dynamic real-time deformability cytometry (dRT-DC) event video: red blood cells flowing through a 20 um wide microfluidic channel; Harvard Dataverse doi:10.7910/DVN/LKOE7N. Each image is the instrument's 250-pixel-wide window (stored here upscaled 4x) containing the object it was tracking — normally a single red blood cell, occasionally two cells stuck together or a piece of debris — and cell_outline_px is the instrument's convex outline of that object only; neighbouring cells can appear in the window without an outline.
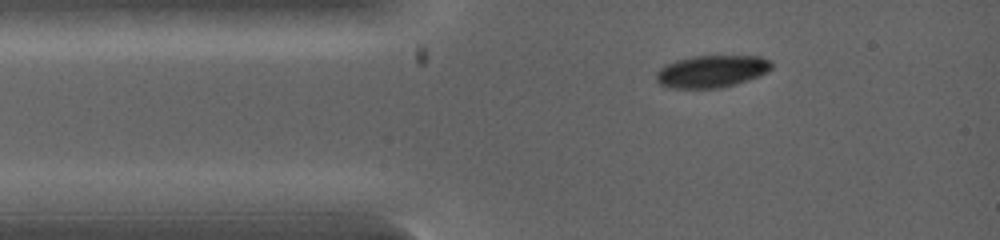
{"species": "common noctule bat (a hibernating species)", "species_latin": "Nyctalus noctula", "temperature_condition": "warm", "stored_images_in_passage": 3, "camera_frame_rate_fps": 5000, "um_per_image_px": 0.085, "animal": {"sex": "female", "body_mass_g": 19.0, "forearm_length_mm": 53.3}, "frame": {"image": 1, "passage_image": 1, "time_ms": 0.0, "image_size_px": [1000, 240], "cell_outline_px": [[772, 68], [768, 72], [760, 76], [736, 84], [720, 88], [668, 88], [660, 84], [656, 80], [656, 72], [660, 68], [676, 60], [692, 56], [760, 56], [772, 60]], "centroid_in_image_um": [60.52, 6.07], "position_along_channel_um": 24.5, "area_um2": 21.85}}
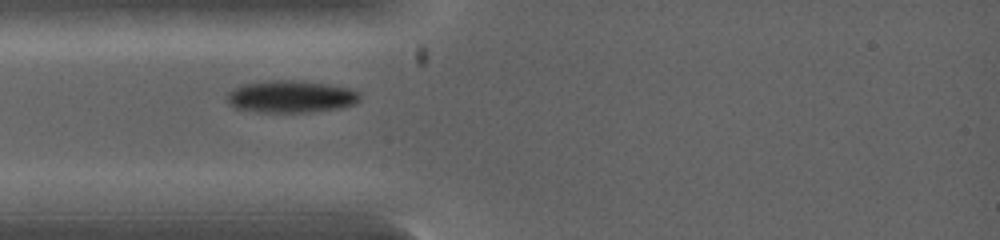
{"frame": {"image": 2, "passage_image": 2, "time_ms": 1.0, "image_size_px": [1000, 240], "cell_outline_px": [[360, 100], [356, 104], [344, 108], [312, 112], [256, 112], [236, 108], [228, 104], [228, 92], [244, 84], [272, 80], [304, 80], [348, 88], [360, 92]], "centroid_in_image_um": [24.78, 8.22], "position_along_channel_um": 60.2, "area_um2": 25.14}}
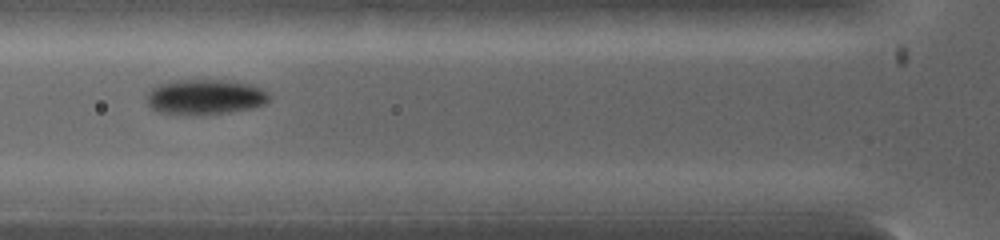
{"frame": {"image": 3, "passage_image": 3, "time_ms": 1.8, "image_size_px": [1000, 240], "cell_outline_px": [[272, 96], [264, 104], [252, 108], [228, 112], [196, 116], [184, 116], [156, 112], [148, 104], [144, 96], [152, 88], [168, 80], [236, 80], [260, 88], [268, 92]], "centroid_in_image_um": [17.39, 8.25], "position_along_channel_um": 108.4, "area_um2": 25.84}}